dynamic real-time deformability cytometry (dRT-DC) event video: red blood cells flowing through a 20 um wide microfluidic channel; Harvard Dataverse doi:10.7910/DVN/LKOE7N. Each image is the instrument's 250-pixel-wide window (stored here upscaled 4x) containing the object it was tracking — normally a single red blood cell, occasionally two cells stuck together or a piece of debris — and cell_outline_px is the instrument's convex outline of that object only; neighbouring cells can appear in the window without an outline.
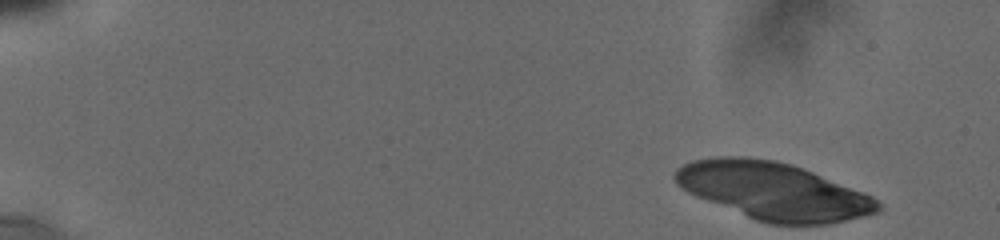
{"species": "human", "species_latin": "Homo sapiens", "temperature_condition": "cold", "stored_images_in_passage": 13, "camera_frame_rate_fps": 3000, "um_per_image_px": 0.085, "donor": {"sex": "male"}, "frame": {"image": 1, "passage_image": 1, "time_ms": 0.0, "image_size_px": [1000, 240], "cell_outline_px": [[880, 212], [864, 216], [828, 224], [768, 224], [756, 220], [696, 196], [688, 192], [676, 184], [672, 176], [676, 168], [692, 160], [712, 156], [748, 156], [776, 160], [792, 164], [804, 168], [864, 192], [872, 196], [880, 204]], "centroid_in_image_um": [65.71, 16.21], "position_along_channel_um": 19.3, "area_um2": 67.97}}